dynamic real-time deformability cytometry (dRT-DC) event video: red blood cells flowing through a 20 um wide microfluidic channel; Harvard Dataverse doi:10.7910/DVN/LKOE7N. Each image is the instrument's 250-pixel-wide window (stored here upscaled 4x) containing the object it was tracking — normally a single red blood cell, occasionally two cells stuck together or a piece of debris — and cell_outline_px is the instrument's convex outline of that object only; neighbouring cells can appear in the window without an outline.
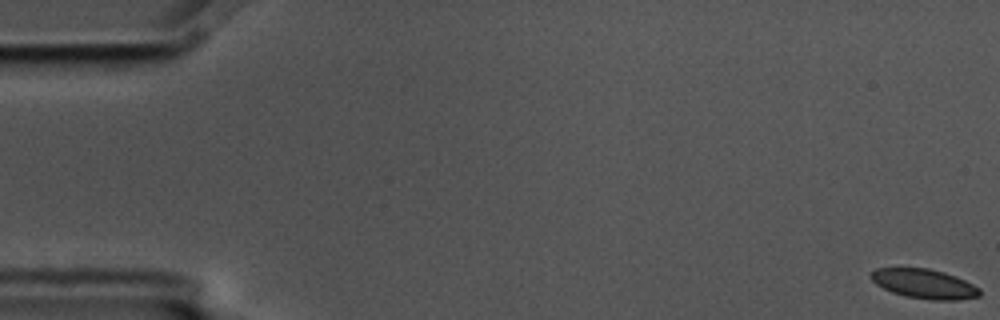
{"species": "common noctule bat (a hibernating species)", "species_latin": "Nyctalus noctula", "temperature_condition": "cold", "stored_images_in_passage": 57, "camera_frame_rate_fps": 3000, "um_per_image_px": 0.085, "animal": {"sex": "male", "body_mass_g": 17.5, "forearm_length_mm": 52.3}, "frame": {"image": 1, "passage_image": 1, "time_ms": 0.0, "image_size_px": [1000, 320], "cell_outline_px": [[980, 296], [956, 300], [932, 300], [904, 296], [892, 292], [876, 284], [868, 276], [876, 268], [928, 268], [944, 272], [956, 276], [980, 288]], "centroid_in_image_um": [78.55, 24.12], "position_along_channel_um": 6.4, "area_um2": 18.67}}
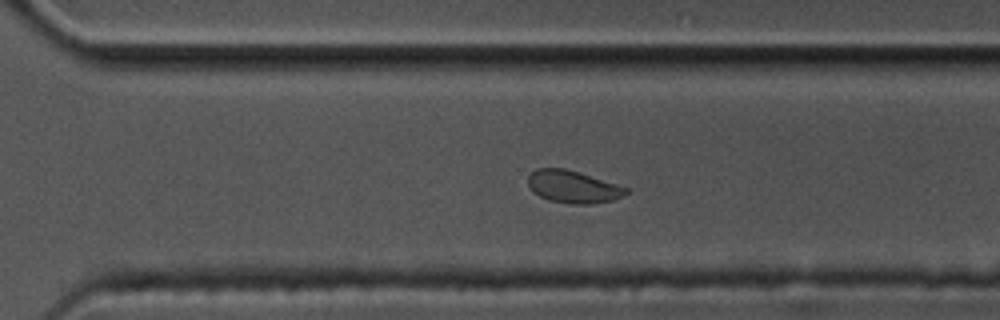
{"frame": {"image": 2, "passage_image": 40, "time_ms": 13.0, "image_size_px": [1000, 320], "cell_outline_px": [[628, 192], [624, 196], [612, 200], [592, 204], [572, 204], [548, 200], [540, 196], [528, 184], [528, 172], [536, 168], [564, 168], [628, 188]], "centroid_in_image_um": [48.68, 15.88], "position_along_channel_um": 321.9, "area_um2": 18.26}}
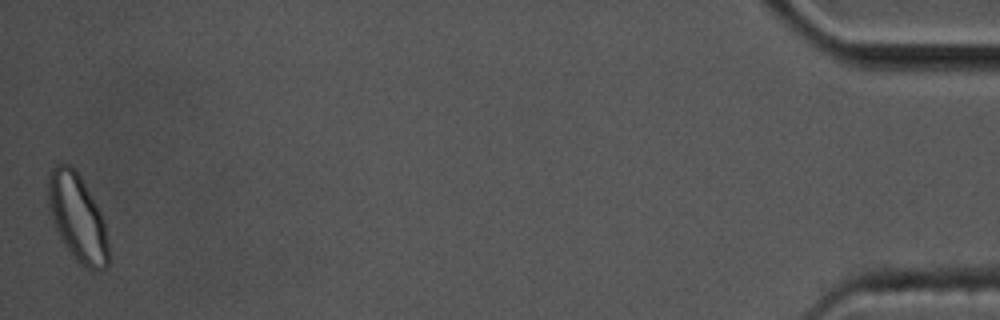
{"frame": {"image": 3, "passage_image": 57, "time_ms": 18.667, "image_size_px": [1000, 320], "cell_outline_px": [[108, 264], [104, 268], [88, 268], [80, 264], [76, 260], [60, 236], [56, 228], [48, 204], [48, 172], [56, 164], [68, 164], [80, 176], [92, 196], [104, 220], [108, 240]], "centroid_in_image_um": [6.58, 18.47], "position_along_channel_um": 428.6, "area_um2": 30.0}, "authors_computed_cell_mechanics": {"area_um2": 19.363, "velocity_mm_per_s": 3.5516, "shape_relaxation_time_tau1_ms": 2.6221, "shape_relaxation_time_tau2_ms": 1.0904, "deformation_change_tau1": 0.0628, "deformation_change_tau2": 0.0517}}